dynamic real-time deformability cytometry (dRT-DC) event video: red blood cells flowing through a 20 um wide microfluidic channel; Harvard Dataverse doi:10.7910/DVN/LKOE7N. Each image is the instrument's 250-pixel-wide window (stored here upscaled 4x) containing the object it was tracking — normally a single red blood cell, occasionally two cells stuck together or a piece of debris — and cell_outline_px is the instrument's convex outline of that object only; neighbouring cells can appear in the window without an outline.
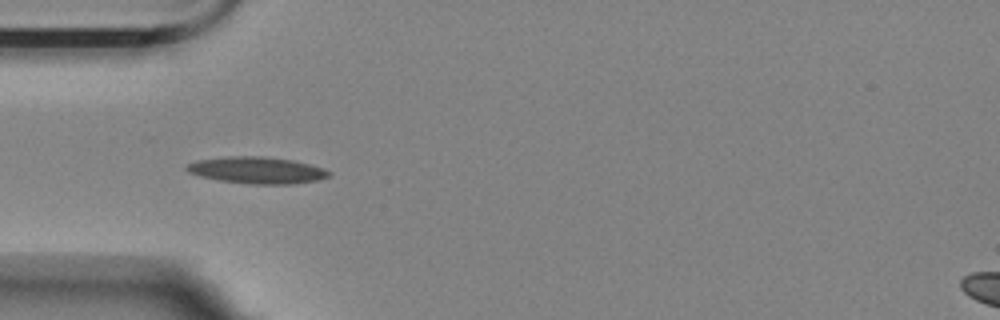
{"species": "Egyptian fruit bat (a non-hibernating species)", "species_latin": "Rousettus aegyptiacus", "temperature_condition": "room temperature", "stored_images_in_passage": 41, "camera_frame_rate_fps": 3000, "um_per_image_px": 0.085, "animal": {"sex": "female"}, "frame": {"image": 1, "passage_image": 1, "time_ms": 0.0, "image_size_px": [1000, 320], "cell_outline_px": [[332, 172], [328, 176], [316, 180], [292, 184], [252, 184], [220, 180], [200, 176], [188, 172], [184, 168], [188, 164], [196, 160], [228, 156], [260, 156], [292, 160], [308, 164]], "centroid_in_image_um": [21.79, 14.46], "position_along_channel_um": 63.2, "area_um2": 21.85}}
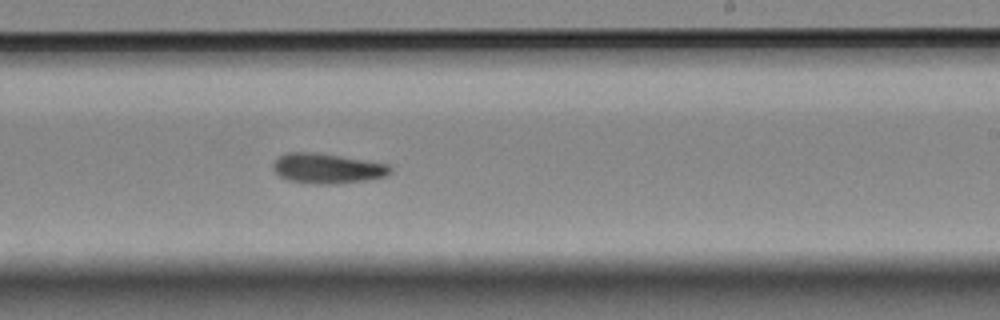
{"frame": {"image": 2, "passage_image": 18, "time_ms": 5.667, "image_size_px": [1000, 320], "cell_outline_px": [[392, 168], [384, 176], [360, 180], [328, 184], [324, 184], [288, 180], [280, 176], [272, 168], [272, 164], [284, 152], [316, 152], [388, 164]], "centroid_in_image_um": [27.74, 14.29], "position_along_channel_um": 261.3, "area_um2": 19.94}}
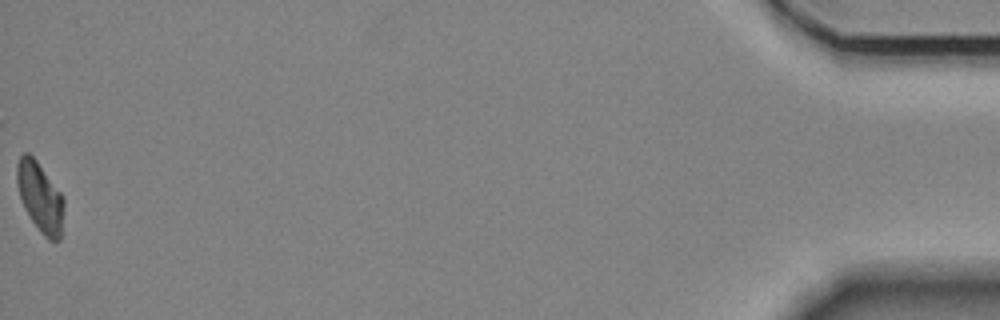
{"frame": {"image": 3, "passage_image": 41, "time_ms": 13.333, "image_size_px": [1000, 320], "cell_outline_px": [[64, 208], [60, 240], [48, 240], [40, 232], [24, 208], [16, 184], [16, 164], [20, 156], [24, 152], [28, 152], [36, 160], [60, 192], [64, 200]], "centroid_in_image_um": [3.39, 16.75], "position_along_channel_um": 431.8, "area_um2": 19.02}}